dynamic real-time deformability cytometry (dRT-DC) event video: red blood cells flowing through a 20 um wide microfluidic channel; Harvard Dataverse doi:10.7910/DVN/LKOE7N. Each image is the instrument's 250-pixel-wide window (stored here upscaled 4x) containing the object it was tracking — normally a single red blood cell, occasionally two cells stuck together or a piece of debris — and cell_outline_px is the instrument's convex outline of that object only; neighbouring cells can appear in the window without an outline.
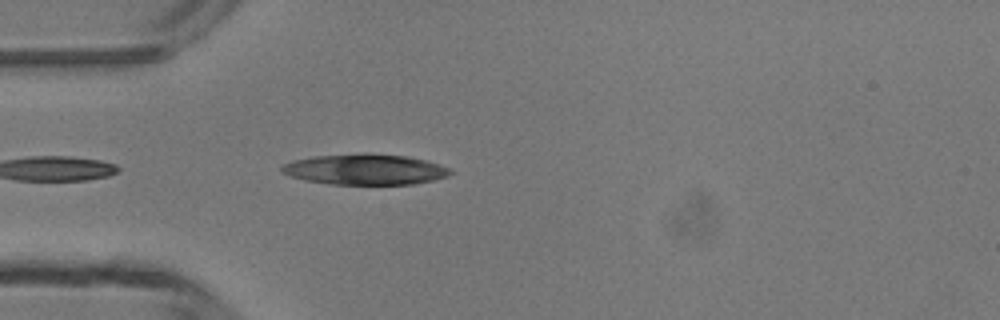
{"species": "common noctule bat (a hibernating species)", "species_latin": "Nyctalus noctula", "temperature_condition": "room temperature", "stored_images_in_passage": 4, "camera_frame_rate_fps": 3000, "um_per_image_px": 0.085, "animal": {"sex": "male", "body_mass_g": 13.3}, "frame": {"image": 1, "passage_image": 4, "time_ms": 3.667, "image_size_px": [1000, 320], "cell_outline_px": [[456, 172], [448, 176], [432, 180], [412, 184], [328, 184], [304, 180], [280, 172], [280, 168], [284, 164], [292, 160], [312, 156], [364, 152], [408, 156], [428, 160], [440, 164]], "centroid_in_image_um": [31.04, 14.38], "position_along_channel_um": 54.0, "area_um2": 30.58}}